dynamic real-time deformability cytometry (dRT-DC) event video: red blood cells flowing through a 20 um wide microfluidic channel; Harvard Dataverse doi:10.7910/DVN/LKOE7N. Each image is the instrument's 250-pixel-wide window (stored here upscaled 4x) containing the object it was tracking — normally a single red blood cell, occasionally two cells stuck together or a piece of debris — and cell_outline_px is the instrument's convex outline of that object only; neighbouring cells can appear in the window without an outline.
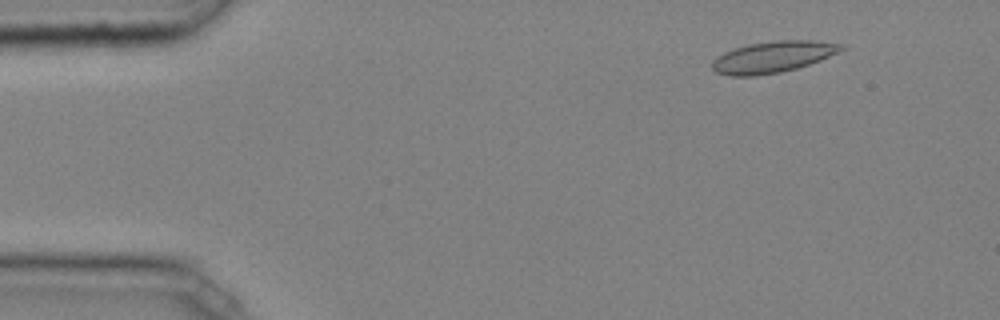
{"species": "common noctule bat (a hibernating species)", "species_latin": "Nyctalus noctula", "temperature_condition": "cold", "stored_images_in_passage": 42, "camera_frame_rate_fps": 3000, "um_per_image_px": 0.085, "animal": {"sex": "male", "body_mass_g": 20.4}, "frame": {"image": 1, "passage_image": 5, "time_ms": 1.333, "image_size_px": [1000, 320], "cell_outline_px": [[844, 48], [820, 60], [796, 68], [780, 72], [752, 76], [732, 76], [716, 72], [712, 68], [712, 60], [716, 56], [724, 52], [748, 44], [772, 40], [812, 40], [844, 44]], "centroid_in_image_um": [65.65, 4.83], "position_along_channel_um": 19.4, "area_um2": 23.41}}
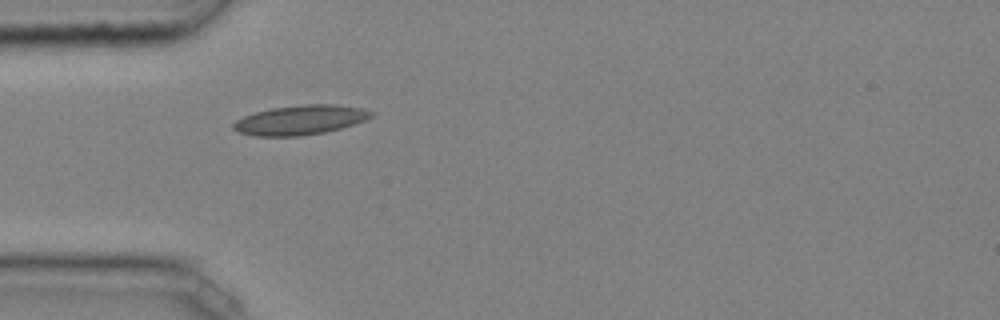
{"frame": {"image": 2, "passage_image": 14, "time_ms": 4.333, "image_size_px": [1000, 320], "cell_outline_px": [[376, 112], [372, 116], [364, 120], [340, 128], [324, 132], [300, 136], [256, 136], [240, 132], [232, 128], [232, 124], [236, 120], [244, 116], [256, 112], [272, 108], [304, 104], [336, 104], [364, 108]], "centroid_in_image_um": [25.54, 10.19], "position_along_channel_um": 59.5, "area_um2": 23.64}}
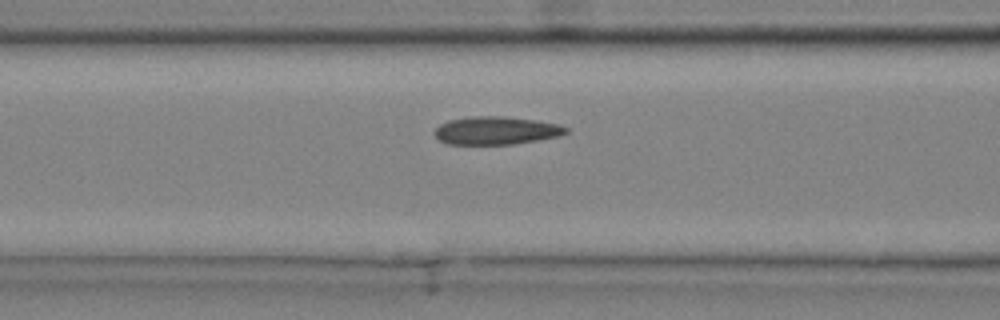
{"frame": {"image": 3, "passage_image": 19, "time_ms": 6.0, "image_size_px": [1000, 320], "cell_outline_px": [[568, 132], [560, 136], [540, 140], [512, 144], [448, 144], [440, 140], [432, 132], [440, 124], [448, 120], [476, 116], [504, 116], [536, 120], [560, 124], [568, 128]], "centroid_in_image_um": [42.2, 11.09], "position_along_channel_um": 124.4, "area_um2": 21.56}, "authors_computed_cell_mechanics": {"area_um2": 21.5594, "velocity_mm_per_s": 4.0404, "shape_relaxation_time_tau1_ms": null, "shape_relaxation_time_tau2_ms": 1.3072, "deformation_change_tau1": null, "deformation_change_tau2": 0.053}}